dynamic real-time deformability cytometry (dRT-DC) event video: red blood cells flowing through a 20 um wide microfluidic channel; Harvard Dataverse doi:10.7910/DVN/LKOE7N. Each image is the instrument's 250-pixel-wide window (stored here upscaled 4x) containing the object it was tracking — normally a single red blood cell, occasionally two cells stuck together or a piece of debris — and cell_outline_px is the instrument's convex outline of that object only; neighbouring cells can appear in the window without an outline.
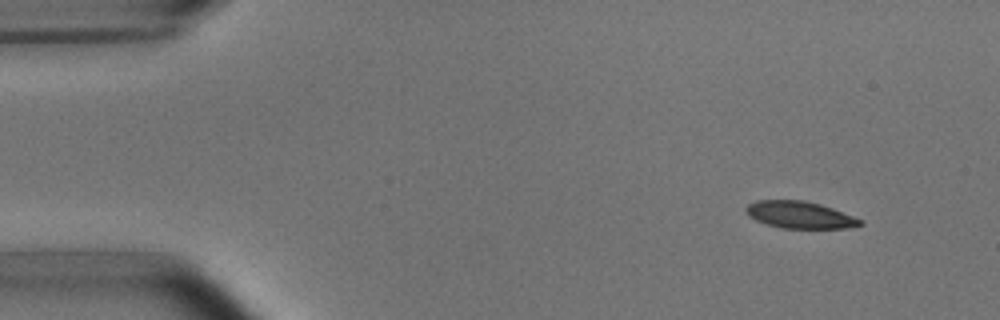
{"species": "common noctule bat (a hibernating species)", "species_latin": "Nyctalus noctula", "temperature_condition": "room temperature", "stored_images_in_passage": 4, "camera_frame_rate_fps": 3000, "um_per_image_px": 0.085, "animal": {"sex": "male", "body_mass_g": 15.6}, "frame": {"image": 1, "passage_image": 1, "time_ms": 0.0, "image_size_px": [1000, 320], "cell_outline_px": [[864, 224], [848, 228], [780, 228], [756, 220], [748, 216], [744, 212], [744, 208], [748, 204], [756, 200], [804, 200], [820, 204], [832, 208], [864, 220]], "centroid_in_image_um": [67.97, 18.26], "position_along_channel_um": 17.0, "area_um2": 18.09}}
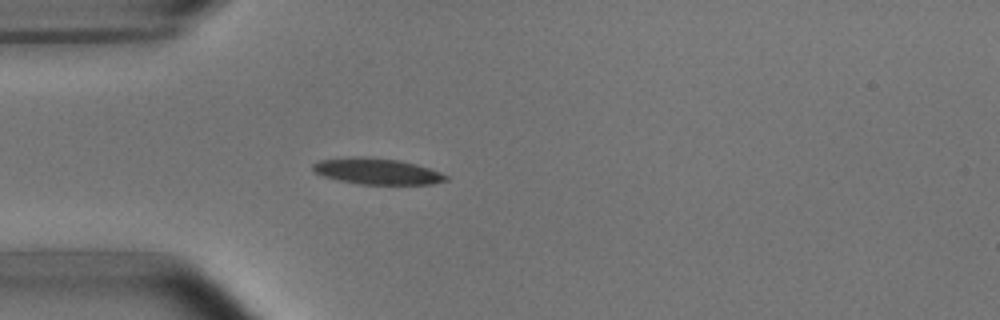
{"frame": {"image": 2, "passage_image": 4, "time_ms": 3.333, "image_size_px": [1000, 320], "cell_outline_px": [[448, 180], [432, 184], [360, 184], [336, 180], [312, 172], [312, 164], [320, 160], [400, 160], [416, 164], [440, 172], [448, 176]], "centroid_in_image_um": [32.11, 14.63], "position_along_channel_um": 52.9, "area_um2": 19.07}}